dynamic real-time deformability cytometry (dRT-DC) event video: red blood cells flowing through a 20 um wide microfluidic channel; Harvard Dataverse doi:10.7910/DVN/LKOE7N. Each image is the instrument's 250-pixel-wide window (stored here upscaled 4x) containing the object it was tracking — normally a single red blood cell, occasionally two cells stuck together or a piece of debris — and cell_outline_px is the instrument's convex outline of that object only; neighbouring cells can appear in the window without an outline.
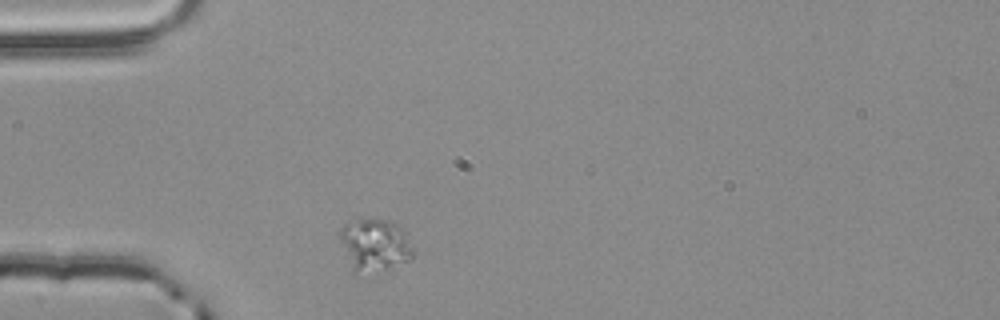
{"species": "common noctule bat (a hibernating species)", "species_latin": "Nyctalus noctula", "temperature_condition": "room temperature", "stored_images_in_passage": 1, "camera_frame_rate_fps": 3000, "um_per_image_px": 0.085, "animal": {"sex": "male", "body_mass_g": 20.4}, "frame": {"image": 1, "passage_image": 1, "time_ms": 0.0, "image_size_px": [1000, 320], "cell_outline_px": [[416, 256], [412, 260], [376, 272], [356, 276], [352, 276], [340, 240], [340, 228], [344, 224], [360, 220], [388, 220], [400, 228], [416, 252]], "centroid_in_image_um": [31.83, 20.92], "position_along_channel_um": 53.2, "area_um2": 22.72}}